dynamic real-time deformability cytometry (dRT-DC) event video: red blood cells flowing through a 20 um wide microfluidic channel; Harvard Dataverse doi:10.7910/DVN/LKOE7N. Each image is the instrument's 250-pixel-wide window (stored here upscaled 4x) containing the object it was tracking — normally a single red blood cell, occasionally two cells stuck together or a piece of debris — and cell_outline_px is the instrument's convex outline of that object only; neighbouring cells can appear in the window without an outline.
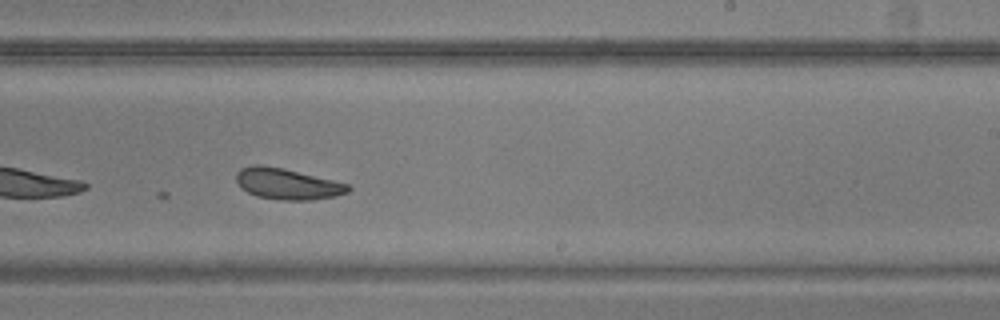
{"species": "common noctule bat (a hibernating species)", "species_latin": "Nyctalus noctula", "temperature_condition": "warm", "stored_images_in_passage": 35, "camera_frame_rate_fps": 3000, "um_per_image_px": 0.085, "animal": {"sex": "male", "body_mass_g": 20.5, "forearm_length_mm": 52.5}, "frame": {"image": 1, "passage_image": 26, "time_ms": 8.333, "image_size_px": [1000, 320], "cell_outline_px": [[352, 188], [348, 192], [336, 196], [312, 200], [280, 200], [256, 196], [240, 188], [236, 180], [236, 172], [240, 168], [252, 164], [260, 164], [284, 168], [348, 184]], "centroid_in_image_um": [24.38, 15.62], "position_along_channel_um": 264.6, "area_um2": 20.4}}